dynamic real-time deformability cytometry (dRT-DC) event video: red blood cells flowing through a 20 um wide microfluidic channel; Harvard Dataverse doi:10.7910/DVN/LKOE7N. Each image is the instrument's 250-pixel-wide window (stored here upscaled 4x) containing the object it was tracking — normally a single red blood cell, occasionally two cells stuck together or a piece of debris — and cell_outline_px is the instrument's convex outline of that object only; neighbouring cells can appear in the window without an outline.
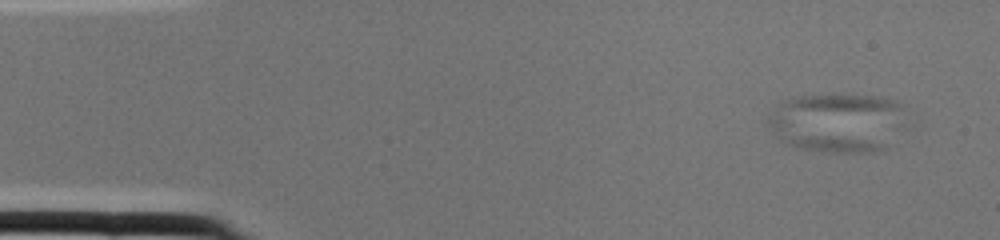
{"species": "common noctule bat (a hibernating species)", "species_latin": "Nyctalus noctula", "temperature_condition": "cold", "stored_images_in_passage": 2, "camera_frame_rate_fps": 3000, "um_per_image_px": 0.085, "animal": {"sex": "female", "body_mass_g": 22.0, "forearm_length_mm": 56.7}, "frame": {"image": 1, "passage_image": 1, "time_ms": 0.0, "image_size_px": [1000, 240], "cell_outline_px": [[904, 104], [888, 148], [872, 152], [824, 152], [796, 148], [780, 140], [764, 124], [768, 116], [776, 104], [792, 96], [876, 96], [896, 100]], "centroid_in_image_um": [71.03, 10.43], "position_along_channel_um": 14.0, "area_um2": 47.16}}